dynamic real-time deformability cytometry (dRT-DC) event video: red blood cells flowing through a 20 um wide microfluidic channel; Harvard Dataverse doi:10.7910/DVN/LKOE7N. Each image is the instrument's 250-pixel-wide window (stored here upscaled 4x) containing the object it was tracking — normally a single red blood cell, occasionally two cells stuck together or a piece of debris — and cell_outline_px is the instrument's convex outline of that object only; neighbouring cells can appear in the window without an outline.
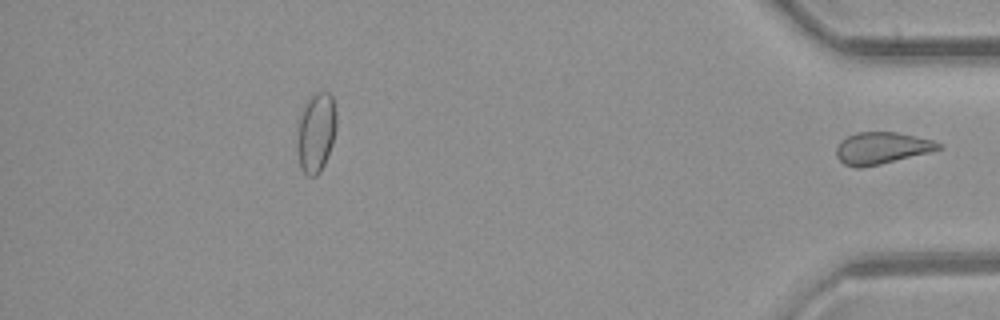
{"species": "common noctule bat (a hibernating species)", "species_latin": "Nyctalus noctula", "temperature_condition": "room temperature", "stored_images_in_passage": 39, "segment_of_instrument_passage": [2, 2], "camera_frame_rate_fps": 3000, "um_per_image_px": 0.085, "animal": {"sex": "female", "body_mass_g": 21.9}, "frame": {"image": 1, "passage_image": 39, "time_ms": 12.667, "image_size_px": [1000, 320], "cell_outline_px": [[944, 148], [880, 164], [860, 168], [856, 168], [844, 164], [836, 156], [836, 148], [840, 140], [856, 132], [896, 132], [916, 136], [932, 140], [944, 144]], "centroid_in_image_um": [74.94, 12.58], "position_along_channel_um": 360.3, "area_um2": 18.96}}